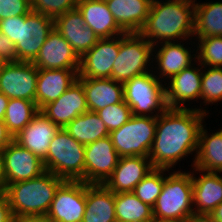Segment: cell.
I'll return each instance as SVG.
<instances>
[{
  "label": "cell",
  "instance_id": "1",
  "mask_svg": "<svg viewBox=\"0 0 222 222\" xmlns=\"http://www.w3.org/2000/svg\"><path fill=\"white\" fill-rule=\"evenodd\" d=\"M209 112L203 108H167L157 116L149 153L153 168L171 170L185 156L197 154L199 134Z\"/></svg>",
  "mask_w": 222,
  "mask_h": 222
},
{
  "label": "cell",
  "instance_id": "2",
  "mask_svg": "<svg viewBox=\"0 0 222 222\" xmlns=\"http://www.w3.org/2000/svg\"><path fill=\"white\" fill-rule=\"evenodd\" d=\"M195 1L153 0L146 22L138 33L153 46L193 38Z\"/></svg>",
  "mask_w": 222,
  "mask_h": 222
},
{
  "label": "cell",
  "instance_id": "3",
  "mask_svg": "<svg viewBox=\"0 0 222 222\" xmlns=\"http://www.w3.org/2000/svg\"><path fill=\"white\" fill-rule=\"evenodd\" d=\"M64 181L45 171L30 180L7 185L4 193L15 221L27 216L46 215L56 190Z\"/></svg>",
  "mask_w": 222,
  "mask_h": 222
},
{
  "label": "cell",
  "instance_id": "4",
  "mask_svg": "<svg viewBox=\"0 0 222 222\" xmlns=\"http://www.w3.org/2000/svg\"><path fill=\"white\" fill-rule=\"evenodd\" d=\"M53 28L54 18L32 10L0 20V33L15 44L17 61L33 62Z\"/></svg>",
  "mask_w": 222,
  "mask_h": 222
},
{
  "label": "cell",
  "instance_id": "5",
  "mask_svg": "<svg viewBox=\"0 0 222 222\" xmlns=\"http://www.w3.org/2000/svg\"><path fill=\"white\" fill-rule=\"evenodd\" d=\"M168 173L169 176H164L161 194L153 206V217L183 222L194 212L192 172L178 170Z\"/></svg>",
  "mask_w": 222,
  "mask_h": 222
},
{
  "label": "cell",
  "instance_id": "6",
  "mask_svg": "<svg viewBox=\"0 0 222 222\" xmlns=\"http://www.w3.org/2000/svg\"><path fill=\"white\" fill-rule=\"evenodd\" d=\"M43 164L46 171L66 181L85 182V145L60 128L51 140Z\"/></svg>",
  "mask_w": 222,
  "mask_h": 222
},
{
  "label": "cell",
  "instance_id": "7",
  "mask_svg": "<svg viewBox=\"0 0 222 222\" xmlns=\"http://www.w3.org/2000/svg\"><path fill=\"white\" fill-rule=\"evenodd\" d=\"M165 86L153 71L135 76L124 83V101L131 108L132 115L157 117L162 114L167 109Z\"/></svg>",
  "mask_w": 222,
  "mask_h": 222
},
{
  "label": "cell",
  "instance_id": "8",
  "mask_svg": "<svg viewBox=\"0 0 222 222\" xmlns=\"http://www.w3.org/2000/svg\"><path fill=\"white\" fill-rule=\"evenodd\" d=\"M151 59L153 60V45L147 39L139 33L122 34L111 78L124 84L135 76L153 71L148 68L151 63L153 64V61L150 62Z\"/></svg>",
  "mask_w": 222,
  "mask_h": 222
},
{
  "label": "cell",
  "instance_id": "9",
  "mask_svg": "<svg viewBox=\"0 0 222 222\" xmlns=\"http://www.w3.org/2000/svg\"><path fill=\"white\" fill-rule=\"evenodd\" d=\"M156 124L157 117L132 115L119 129L111 131L109 136L119 157H149Z\"/></svg>",
  "mask_w": 222,
  "mask_h": 222
},
{
  "label": "cell",
  "instance_id": "10",
  "mask_svg": "<svg viewBox=\"0 0 222 222\" xmlns=\"http://www.w3.org/2000/svg\"><path fill=\"white\" fill-rule=\"evenodd\" d=\"M38 68L32 62L5 63L0 73V92L9 99L36 103Z\"/></svg>",
  "mask_w": 222,
  "mask_h": 222
},
{
  "label": "cell",
  "instance_id": "11",
  "mask_svg": "<svg viewBox=\"0 0 222 222\" xmlns=\"http://www.w3.org/2000/svg\"><path fill=\"white\" fill-rule=\"evenodd\" d=\"M86 208V183L64 181L56 190L47 216L54 222H82Z\"/></svg>",
  "mask_w": 222,
  "mask_h": 222
},
{
  "label": "cell",
  "instance_id": "12",
  "mask_svg": "<svg viewBox=\"0 0 222 222\" xmlns=\"http://www.w3.org/2000/svg\"><path fill=\"white\" fill-rule=\"evenodd\" d=\"M5 186L26 181L44 173L43 160L12 140L1 152Z\"/></svg>",
  "mask_w": 222,
  "mask_h": 222
},
{
  "label": "cell",
  "instance_id": "13",
  "mask_svg": "<svg viewBox=\"0 0 222 222\" xmlns=\"http://www.w3.org/2000/svg\"><path fill=\"white\" fill-rule=\"evenodd\" d=\"M119 158L110 136L85 145V183L103 185Z\"/></svg>",
  "mask_w": 222,
  "mask_h": 222
},
{
  "label": "cell",
  "instance_id": "14",
  "mask_svg": "<svg viewBox=\"0 0 222 222\" xmlns=\"http://www.w3.org/2000/svg\"><path fill=\"white\" fill-rule=\"evenodd\" d=\"M120 47V35L99 39L80 57L78 78H111L112 68Z\"/></svg>",
  "mask_w": 222,
  "mask_h": 222
},
{
  "label": "cell",
  "instance_id": "15",
  "mask_svg": "<svg viewBox=\"0 0 222 222\" xmlns=\"http://www.w3.org/2000/svg\"><path fill=\"white\" fill-rule=\"evenodd\" d=\"M32 63L38 69L79 70L80 57L66 39L53 28Z\"/></svg>",
  "mask_w": 222,
  "mask_h": 222
},
{
  "label": "cell",
  "instance_id": "16",
  "mask_svg": "<svg viewBox=\"0 0 222 222\" xmlns=\"http://www.w3.org/2000/svg\"><path fill=\"white\" fill-rule=\"evenodd\" d=\"M59 128L89 111L83 84L77 79L58 99L40 110Z\"/></svg>",
  "mask_w": 222,
  "mask_h": 222
},
{
  "label": "cell",
  "instance_id": "17",
  "mask_svg": "<svg viewBox=\"0 0 222 222\" xmlns=\"http://www.w3.org/2000/svg\"><path fill=\"white\" fill-rule=\"evenodd\" d=\"M192 65L183 69L178 74L172 76L167 87L165 86V101L167 108H188L184 106L186 102L201 99V78L203 66Z\"/></svg>",
  "mask_w": 222,
  "mask_h": 222
},
{
  "label": "cell",
  "instance_id": "18",
  "mask_svg": "<svg viewBox=\"0 0 222 222\" xmlns=\"http://www.w3.org/2000/svg\"><path fill=\"white\" fill-rule=\"evenodd\" d=\"M54 28L66 39L79 57L89 51L100 39L90 27L85 25L83 16L77 8L55 17Z\"/></svg>",
  "mask_w": 222,
  "mask_h": 222
},
{
  "label": "cell",
  "instance_id": "19",
  "mask_svg": "<svg viewBox=\"0 0 222 222\" xmlns=\"http://www.w3.org/2000/svg\"><path fill=\"white\" fill-rule=\"evenodd\" d=\"M153 169L149 157H120L116 168L103 185L114 194L133 192L135 186Z\"/></svg>",
  "mask_w": 222,
  "mask_h": 222
},
{
  "label": "cell",
  "instance_id": "20",
  "mask_svg": "<svg viewBox=\"0 0 222 222\" xmlns=\"http://www.w3.org/2000/svg\"><path fill=\"white\" fill-rule=\"evenodd\" d=\"M180 42V43H179ZM177 42H163L160 44H156L153 46V58L158 67L154 70V74L157 73L156 77L161 81L166 82L172 76L178 74L183 69L192 65L193 61H196L197 58L196 53L191 54V48L184 47V43L181 44L182 41ZM160 45V46H159ZM160 48H159V47ZM158 48V50H157ZM190 49V51H189ZM157 52V53H156ZM193 58V59H192ZM193 60V61H192ZM164 77V78H163ZM168 78V79H167Z\"/></svg>",
  "mask_w": 222,
  "mask_h": 222
},
{
  "label": "cell",
  "instance_id": "21",
  "mask_svg": "<svg viewBox=\"0 0 222 222\" xmlns=\"http://www.w3.org/2000/svg\"><path fill=\"white\" fill-rule=\"evenodd\" d=\"M59 129L57 125L39 111L28 125L13 137V140L41 160H44L51 140Z\"/></svg>",
  "mask_w": 222,
  "mask_h": 222
},
{
  "label": "cell",
  "instance_id": "22",
  "mask_svg": "<svg viewBox=\"0 0 222 222\" xmlns=\"http://www.w3.org/2000/svg\"><path fill=\"white\" fill-rule=\"evenodd\" d=\"M78 79V70L38 69L36 105L39 111L58 99Z\"/></svg>",
  "mask_w": 222,
  "mask_h": 222
},
{
  "label": "cell",
  "instance_id": "23",
  "mask_svg": "<svg viewBox=\"0 0 222 222\" xmlns=\"http://www.w3.org/2000/svg\"><path fill=\"white\" fill-rule=\"evenodd\" d=\"M76 8L85 25L100 38H113L126 32L117 24L105 0H78Z\"/></svg>",
  "mask_w": 222,
  "mask_h": 222
},
{
  "label": "cell",
  "instance_id": "24",
  "mask_svg": "<svg viewBox=\"0 0 222 222\" xmlns=\"http://www.w3.org/2000/svg\"><path fill=\"white\" fill-rule=\"evenodd\" d=\"M193 170L202 173L198 178L194 171L192 173L193 207L196 206L193 211L211 214L222 202V176L218 172L202 171L195 167Z\"/></svg>",
  "mask_w": 222,
  "mask_h": 222
},
{
  "label": "cell",
  "instance_id": "25",
  "mask_svg": "<svg viewBox=\"0 0 222 222\" xmlns=\"http://www.w3.org/2000/svg\"><path fill=\"white\" fill-rule=\"evenodd\" d=\"M83 84L89 111L97 112L124 100L123 84L112 78H78Z\"/></svg>",
  "mask_w": 222,
  "mask_h": 222
},
{
  "label": "cell",
  "instance_id": "26",
  "mask_svg": "<svg viewBox=\"0 0 222 222\" xmlns=\"http://www.w3.org/2000/svg\"><path fill=\"white\" fill-rule=\"evenodd\" d=\"M153 0H105L117 24L126 33H138L144 26Z\"/></svg>",
  "mask_w": 222,
  "mask_h": 222
},
{
  "label": "cell",
  "instance_id": "27",
  "mask_svg": "<svg viewBox=\"0 0 222 222\" xmlns=\"http://www.w3.org/2000/svg\"><path fill=\"white\" fill-rule=\"evenodd\" d=\"M115 194L101 184L86 183V208L82 222H113Z\"/></svg>",
  "mask_w": 222,
  "mask_h": 222
},
{
  "label": "cell",
  "instance_id": "28",
  "mask_svg": "<svg viewBox=\"0 0 222 222\" xmlns=\"http://www.w3.org/2000/svg\"><path fill=\"white\" fill-rule=\"evenodd\" d=\"M202 126L199 134L197 154L194 155L192 167L208 172H222V129L209 134Z\"/></svg>",
  "mask_w": 222,
  "mask_h": 222
},
{
  "label": "cell",
  "instance_id": "29",
  "mask_svg": "<svg viewBox=\"0 0 222 222\" xmlns=\"http://www.w3.org/2000/svg\"><path fill=\"white\" fill-rule=\"evenodd\" d=\"M76 141L87 145L109 136V131L96 112L87 111L79 115L63 128Z\"/></svg>",
  "mask_w": 222,
  "mask_h": 222
},
{
  "label": "cell",
  "instance_id": "30",
  "mask_svg": "<svg viewBox=\"0 0 222 222\" xmlns=\"http://www.w3.org/2000/svg\"><path fill=\"white\" fill-rule=\"evenodd\" d=\"M194 36H222V1L195 3Z\"/></svg>",
  "mask_w": 222,
  "mask_h": 222
},
{
  "label": "cell",
  "instance_id": "31",
  "mask_svg": "<svg viewBox=\"0 0 222 222\" xmlns=\"http://www.w3.org/2000/svg\"><path fill=\"white\" fill-rule=\"evenodd\" d=\"M115 212L116 219L126 222H147L153 218V207L132 192L115 193Z\"/></svg>",
  "mask_w": 222,
  "mask_h": 222
},
{
  "label": "cell",
  "instance_id": "32",
  "mask_svg": "<svg viewBox=\"0 0 222 222\" xmlns=\"http://www.w3.org/2000/svg\"><path fill=\"white\" fill-rule=\"evenodd\" d=\"M39 112L34 101L9 99L4 115V124L8 132L15 137Z\"/></svg>",
  "mask_w": 222,
  "mask_h": 222
},
{
  "label": "cell",
  "instance_id": "33",
  "mask_svg": "<svg viewBox=\"0 0 222 222\" xmlns=\"http://www.w3.org/2000/svg\"><path fill=\"white\" fill-rule=\"evenodd\" d=\"M166 171L169 170L154 168L135 186L132 193L135 194L143 203L153 207L158 196L161 194L164 184V172Z\"/></svg>",
  "mask_w": 222,
  "mask_h": 222
},
{
  "label": "cell",
  "instance_id": "34",
  "mask_svg": "<svg viewBox=\"0 0 222 222\" xmlns=\"http://www.w3.org/2000/svg\"><path fill=\"white\" fill-rule=\"evenodd\" d=\"M197 39L196 63L199 62L204 67L222 68V36L198 37Z\"/></svg>",
  "mask_w": 222,
  "mask_h": 222
},
{
  "label": "cell",
  "instance_id": "35",
  "mask_svg": "<svg viewBox=\"0 0 222 222\" xmlns=\"http://www.w3.org/2000/svg\"><path fill=\"white\" fill-rule=\"evenodd\" d=\"M203 68L205 70L201 78V100H204L205 105L222 102V68Z\"/></svg>",
  "mask_w": 222,
  "mask_h": 222
},
{
  "label": "cell",
  "instance_id": "36",
  "mask_svg": "<svg viewBox=\"0 0 222 222\" xmlns=\"http://www.w3.org/2000/svg\"><path fill=\"white\" fill-rule=\"evenodd\" d=\"M96 113L104 122L109 132L119 129L132 116L131 108L124 100L100 109Z\"/></svg>",
  "mask_w": 222,
  "mask_h": 222
},
{
  "label": "cell",
  "instance_id": "37",
  "mask_svg": "<svg viewBox=\"0 0 222 222\" xmlns=\"http://www.w3.org/2000/svg\"><path fill=\"white\" fill-rule=\"evenodd\" d=\"M78 0H31V10L52 18L76 8Z\"/></svg>",
  "mask_w": 222,
  "mask_h": 222
},
{
  "label": "cell",
  "instance_id": "38",
  "mask_svg": "<svg viewBox=\"0 0 222 222\" xmlns=\"http://www.w3.org/2000/svg\"><path fill=\"white\" fill-rule=\"evenodd\" d=\"M31 11V0H0V20L24 16Z\"/></svg>",
  "mask_w": 222,
  "mask_h": 222
},
{
  "label": "cell",
  "instance_id": "39",
  "mask_svg": "<svg viewBox=\"0 0 222 222\" xmlns=\"http://www.w3.org/2000/svg\"><path fill=\"white\" fill-rule=\"evenodd\" d=\"M0 58L5 63L17 62L15 44L2 33H0Z\"/></svg>",
  "mask_w": 222,
  "mask_h": 222
},
{
  "label": "cell",
  "instance_id": "40",
  "mask_svg": "<svg viewBox=\"0 0 222 222\" xmlns=\"http://www.w3.org/2000/svg\"><path fill=\"white\" fill-rule=\"evenodd\" d=\"M0 222H15L4 191L0 192Z\"/></svg>",
  "mask_w": 222,
  "mask_h": 222
},
{
  "label": "cell",
  "instance_id": "41",
  "mask_svg": "<svg viewBox=\"0 0 222 222\" xmlns=\"http://www.w3.org/2000/svg\"><path fill=\"white\" fill-rule=\"evenodd\" d=\"M13 140V136L8 132L4 121H0V152Z\"/></svg>",
  "mask_w": 222,
  "mask_h": 222
},
{
  "label": "cell",
  "instance_id": "42",
  "mask_svg": "<svg viewBox=\"0 0 222 222\" xmlns=\"http://www.w3.org/2000/svg\"><path fill=\"white\" fill-rule=\"evenodd\" d=\"M183 222H218L212 214L206 213H191Z\"/></svg>",
  "mask_w": 222,
  "mask_h": 222
},
{
  "label": "cell",
  "instance_id": "43",
  "mask_svg": "<svg viewBox=\"0 0 222 222\" xmlns=\"http://www.w3.org/2000/svg\"><path fill=\"white\" fill-rule=\"evenodd\" d=\"M17 221L18 222H54L47 215L27 216V217H23Z\"/></svg>",
  "mask_w": 222,
  "mask_h": 222
},
{
  "label": "cell",
  "instance_id": "44",
  "mask_svg": "<svg viewBox=\"0 0 222 222\" xmlns=\"http://www.w3.org/2000/svg\"><path fill=\"white\" fill-rule=\"evenodd\" d=\"M9 98L0 92V121L4 120L5 111L7 108Z\"/></svg>",
  "mask_w": 222,
  "mask_h": 222
},
{
  "label": "cell",
  "instance_id": "45",
  "mask_svg": "<svg viewBox=\"0 0 222 222\" xmlns=\"http://www.w3.org/2000/svg\"><path fill=\"white\" fill-rule=\"evenodd\" d=\"M5 180H4V173H3V158L0 152V192L5 190Z\"/></svg>",
  "mask_w": 222,
  "mask_h": 222
},
{
  "label": "cell",
  "instance_id": "46",
  "mask_svg": "<svg viewBox=\"0 0 222 222\" xmlns=\"http://www.w3.org/2000/svg\"><path fill=\"white\" fill-rule=\"evenodd\" d=\"M215 220L222 222V202L211 213Z\"/></svg>",
  "mask_w": 222,
  "mask_h": 222
},
{
  "label": "cell",
  "instance_id": "47",
  "mask_svg": "<svg viewBox=\"0 0 222 222\" xmlns=\"http://www.w3.org/2000/svg\"><path fill=\"white\" fill-rule=\"evenodd\" d=\"M147 222H173V221L165 220V219H159V218L153 217L151 220H149Z\"/></svg>",
  "mask_w": 222,
  "mask_h": 222
},
{
  "label": "cell",
  "instance_id": "48",
  "mask_svg": "<svg viewBox=\"0 0 222 222\" xmlns=\"http://www.w3.org/2000/svg\"><path fill=\"white\" fill-rule=\"evenodd\" d=\"M5 62L0 58V73L2 70V67L4 66Z\"/></svg>",
  "mask_w": 222,
  "mask_h": 222
},
{
  "label": "cell",
  "instance_id": "49",
  "mask_svg": "<svg viewBox=\"0 0 222 222\" xmlns=\"http://www.w3.org/2000/svg\"><path fill=\"white\" fill-rule=\"evenodd\" d=\"M113 222H126V221H121V220L115 219Z\"/></svg>",
  "mask_w": 222,
  "mask_h": 222
}]
</instances>
